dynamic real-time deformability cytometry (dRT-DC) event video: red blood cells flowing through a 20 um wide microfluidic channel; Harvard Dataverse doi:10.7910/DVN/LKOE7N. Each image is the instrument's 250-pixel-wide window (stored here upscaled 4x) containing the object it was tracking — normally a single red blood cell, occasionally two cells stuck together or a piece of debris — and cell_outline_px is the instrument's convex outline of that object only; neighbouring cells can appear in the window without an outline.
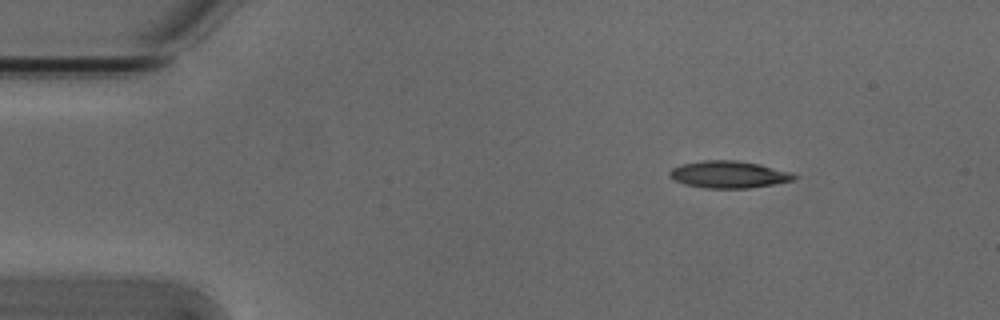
{"species": "Egyptian fruit bat (a non-hibernating species)", "species_latin": "Rousettus aegyptiacus", "temperature_condition": "cold", "stored_images_in_passage": 4, "camera_frame_rate_fps": 3000, "um_per_image_px": 0.085, "animal": {"sex": "male"}, "frame": {"image": 1, "passage_image": 1, "time_ms": 0.0, "image_size_px": [1000, 320], "cell_outline_px": [[800, 176], [796, 180], [776, 184], [748, 188], [704, 188], [684, 184], [672, 180], [668, 176], [668, 172], [672, 168], [680, 164], [700, 160], [736, 160], [760, 164], [792, 172]], "centroid_in_image_um": [61.95, 14.83], "position_along_channel_um": 23.0, "area_um2": 20.11}}